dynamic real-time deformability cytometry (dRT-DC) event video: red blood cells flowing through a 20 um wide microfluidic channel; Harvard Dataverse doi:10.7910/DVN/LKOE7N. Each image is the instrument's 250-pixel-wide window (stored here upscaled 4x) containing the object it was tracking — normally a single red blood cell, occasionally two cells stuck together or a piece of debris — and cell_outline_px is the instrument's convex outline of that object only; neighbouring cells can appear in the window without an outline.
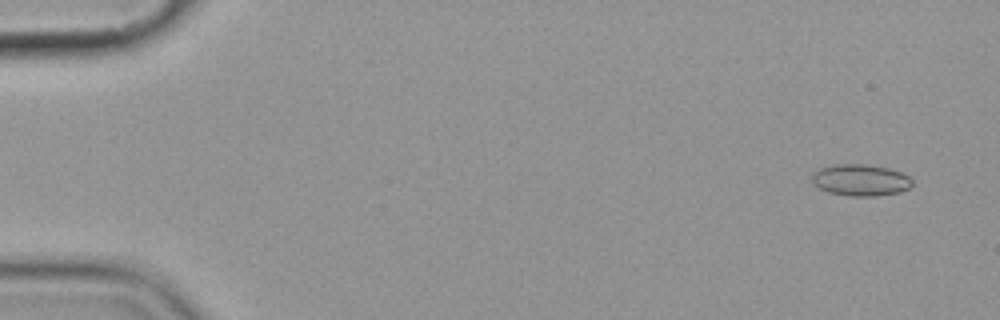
{"species": "common noctule bat (a hibernating species)", "species_latin": "Nyctalus noctula", "temperature_condition": "cold", "stored_images_in_passage": 5, "camera_frame_rate_fps": 3000, "um_per_image_px": 0.085, "animal": {"sex": "female", "body_mass_g": 19.9}, "frame": {"image": 1, "passage_image": 1, "time_ms": 0.0, "image_size_px": [1000, 320], "cell_outline_px": [[912, 184], [908, 188], [900, 192], [876, 196], [848, 196], [828, 192], [812, 184], [812, 176], [820, 168], [836, 164], [864, 164], [888, 168], [900, 172], [908, 176], [912, 180]], "centroid_in_image_um": [73.14, 15.31], "position_along_channel_um": 11.9, "area_um2": 18.38}}
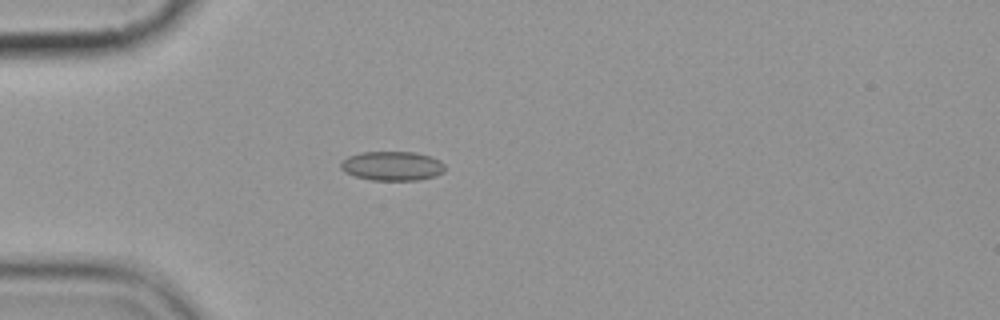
{"frame": {"image": 2, "passage_image": 4, "time_ms": 4.333, "image_size_px": [1000, 320], "cell_outline_px": [[444, 172], [436, 176], [420, 180], [372, 180], [356, 176], [344, 172], [340, 168], [340, 164], [348, 156], [360, 152], [416, 152], [432, 156], [440, 160], [444, 164]], "centroid_in_image_um": [33.37, 14.1], "position_along_channel_um": 51.6, "area_um2": 17.92}}